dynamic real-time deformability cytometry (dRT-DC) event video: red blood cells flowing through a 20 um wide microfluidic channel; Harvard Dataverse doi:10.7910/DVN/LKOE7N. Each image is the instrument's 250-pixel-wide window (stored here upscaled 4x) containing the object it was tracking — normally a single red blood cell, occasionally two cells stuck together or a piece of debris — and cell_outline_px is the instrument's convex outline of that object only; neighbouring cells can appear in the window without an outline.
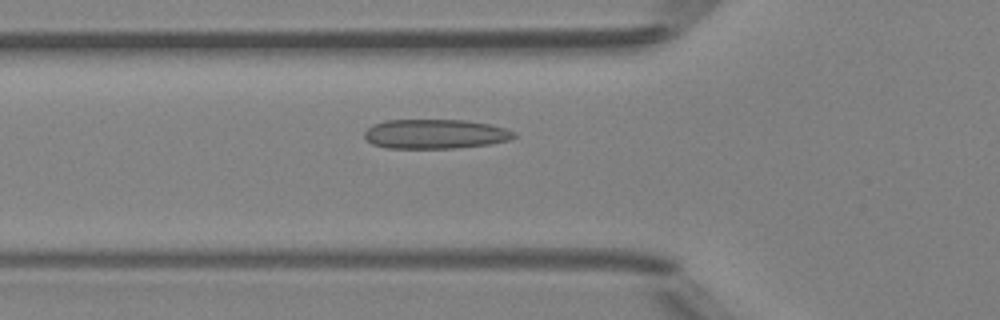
{"species": "Egyptian fruit bat (a non-hibernating species)", "species_latin": "Rousettus aegyptiacus", "temperature_condition": "room temperature", "stored_images_in_passage": 35, "camera_frame_rate_fps": 3000, "um_per_image_px": 0.085, "animal": {"sex": "female"}, "frame": {"image": 1, "passage_image": 4, "time_ms": 1.0, "image_size_px": [1000, 320], "cell_outline_px": [[516, 136], [508, 140], [488, 144], [456, 148], [388, 148], [372, 144], [364, 136], [364, 132], [372, 124], [384, 120], [464, 120], [492, 124], [516, 132]], "centroid_in_image_um": [36.98, 11.38], "position_along_channel_um": 88.8, "area_um2": 25.72}}
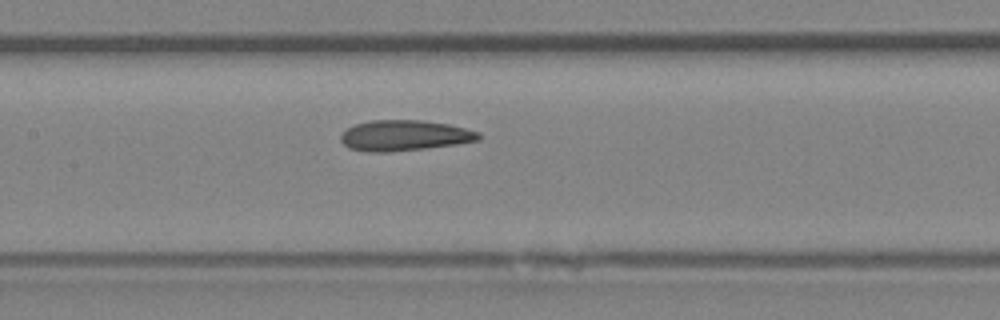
{"frame": {"image": 2, "passage_image": 10, "time_ms": 3.0, "image_size_px": [1000, 320], "cell_outline_px": [[484, 136], [480, 140], [456, 144], [424, 148], [384, 152], [368, 152], [348, 148], [340, 140], [340, 136], [348, 128], [356, 124], [372, 120], [420, 120], [448, 124], [480, 132]], "centroid_in_image_um": [34.4, 11.52], "position_along_channel_um": 173.0, "area_um2": 24.51}}
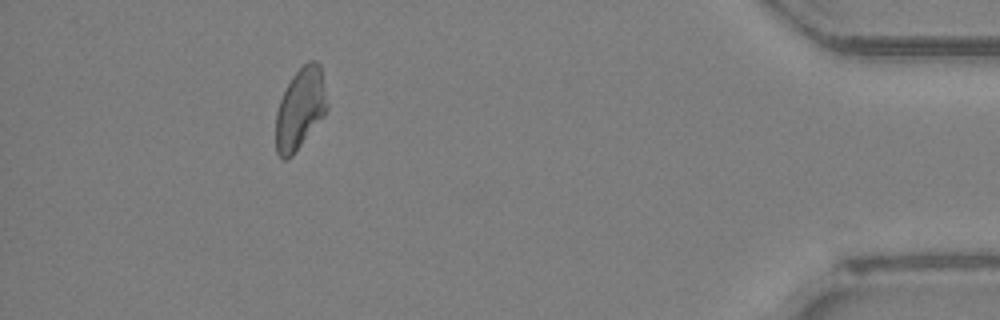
{"frame": {"image": 3, "passage_image": 31, "time_ms": 10.0, "image_size_px": [1000, 320], "cell_outline_px": [[328, 108], [324, 116], [292, 156], [284, 160], [276, 152], [276, 112], [280, 100], [292, 76], [308, 60], [316, 60], [320, 64], [328, 104]], "centroid_in_image_um": [25.53, 9.23], "position_along_channel_um": 409.7, "area_um2": 24.16}, "authors_computed_cell_mechanics": {"area_um2": 24.1604, "velocity_mm_per_s": 4.2037, "shape_relaxation_time_tau1_ms": null, "shape_relaxation_time_tau2_ms": 1.8493, "deformation_change_tau1": null, "deformation_change_tau2": 0.0767}}